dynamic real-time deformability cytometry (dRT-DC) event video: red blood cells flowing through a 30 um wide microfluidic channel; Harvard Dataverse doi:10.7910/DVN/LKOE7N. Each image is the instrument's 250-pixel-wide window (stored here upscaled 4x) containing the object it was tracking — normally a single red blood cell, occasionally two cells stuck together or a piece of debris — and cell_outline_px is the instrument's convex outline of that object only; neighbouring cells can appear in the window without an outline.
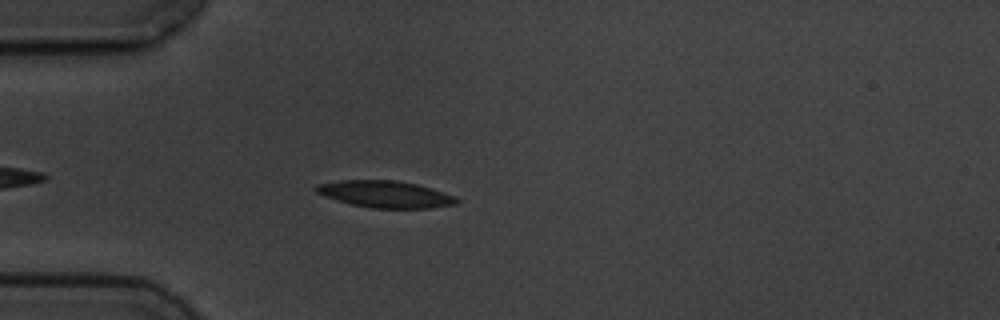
{"species": "common noctule bat (a hibernating species)", "species_latin": "Nyctalus noctula", "temperature_condition": "cold", "stored_images_in_passage": 3, "camera_frame_rate_fps": 3000, "um_per_image_px": 0.085, "animal": {"sex": "male", "body_mass_g": 19.5, "forearm_length_mm": 54.6}, "frame": {"image": 1, "passage_image": 3, "time_ms": 2.333, "image_size_px": [1000, 320], "cell_outline_px": [[460, 200], [456, 204], [432, 208], [372, 208], [352, 204], [336, 200], [324, 196], [316, 192], [316, 184], [340, 180], [396, 180], [416, 184], [432, 188], [456, 196]], "centroid_in_image_um": [32.78, 16.5], "position_along_channel_um": 52.2, "area_um2": 22.02}}